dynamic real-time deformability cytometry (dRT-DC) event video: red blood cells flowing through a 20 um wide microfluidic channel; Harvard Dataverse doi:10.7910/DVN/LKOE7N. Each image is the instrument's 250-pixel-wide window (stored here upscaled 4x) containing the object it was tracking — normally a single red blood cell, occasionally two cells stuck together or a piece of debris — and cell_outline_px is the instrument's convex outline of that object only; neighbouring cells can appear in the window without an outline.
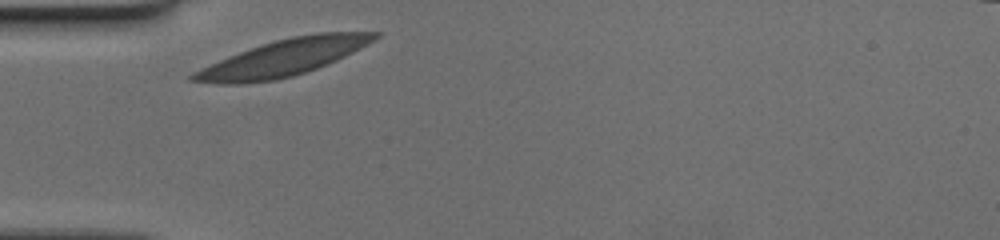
{"species": "human", "species_latin": "Homo sapiens", "temperature_condition": "cold", "stored_images_in_passage": 4, "camera_frame_rate_fps": 3000, "um_per_image_px": 0.085, "donor": {"sex": "female"}, "frame": {"image": 1, "passage_image": 1, "time_ms": 0.0, "image_size_px": [1000, 240], "cell_outline_px": [[380, 36], [376, 40], [336, 60], [316, 68], [292, 76], [272, 80], [236, 84], [228, 84], [188, 80], [188, 76], [228, 56], [276, 40], [292, 36], [316, 32], [380, 32]], "centroid_in_image_um": [24.15, 4.89], "position_along_channel_um": 60.9, "area_um2": 37.63}}
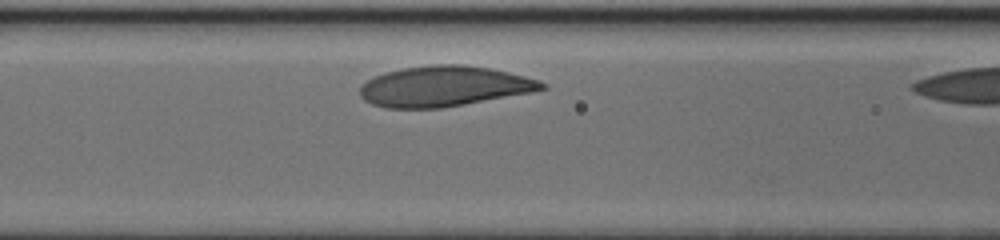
{"frame": {"image": 2, "passage_image": 3, "time_ms": 0.667, "image_size_px": [1000, 240], "cell_outline_px": [[548, 88], [532, 92], [464, 104], [440, 108], [388, 108], [372, 104], [364, 100], [360, 96], [360, 84], [384, 72], [404, 68], [436, 64], [460, 64], [492, 68], [540, 80]], "centroid_in_image_um": [37.73, 7.33], "position_along_channel_um": 128.9, "area_um2": 42.71}}